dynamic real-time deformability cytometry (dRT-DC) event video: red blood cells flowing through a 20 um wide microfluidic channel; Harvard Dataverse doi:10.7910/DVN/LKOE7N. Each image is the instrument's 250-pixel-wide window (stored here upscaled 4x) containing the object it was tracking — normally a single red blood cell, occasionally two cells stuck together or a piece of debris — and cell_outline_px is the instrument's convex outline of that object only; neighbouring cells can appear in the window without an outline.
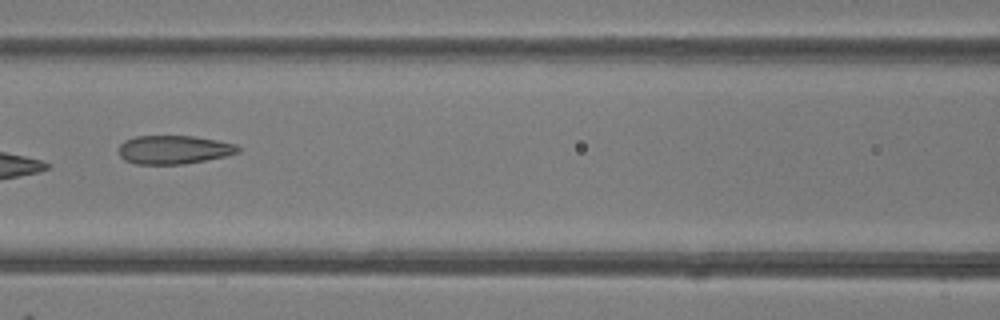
{"species": "common noctule bat (a hibernating species)", "species_latin": "Nyctalus noctula", "temperature_condition": "room temperature", "stored_images_in_passage": 6, "camera_frame_rate_fps": 3000, "um_per_image_px": 0.085, "animal": {"sex": "female"}, "frame": {"image": 1, "passage_image": 6, "time_ms": 6.0, "image_size_px": [1000, 320], "cell_outline_px": [[240, 152], [224, 156], [184, 164], [136, 164], [124, 160], [120, 156], [120, 144], [124, 140], [136, 136], [196, 136], [236, 144], [240, 148]], "centroid_in_image_um": [14.77, 12.72], "position_along_channel_um": 151.8, "area_um2": 19.83}}